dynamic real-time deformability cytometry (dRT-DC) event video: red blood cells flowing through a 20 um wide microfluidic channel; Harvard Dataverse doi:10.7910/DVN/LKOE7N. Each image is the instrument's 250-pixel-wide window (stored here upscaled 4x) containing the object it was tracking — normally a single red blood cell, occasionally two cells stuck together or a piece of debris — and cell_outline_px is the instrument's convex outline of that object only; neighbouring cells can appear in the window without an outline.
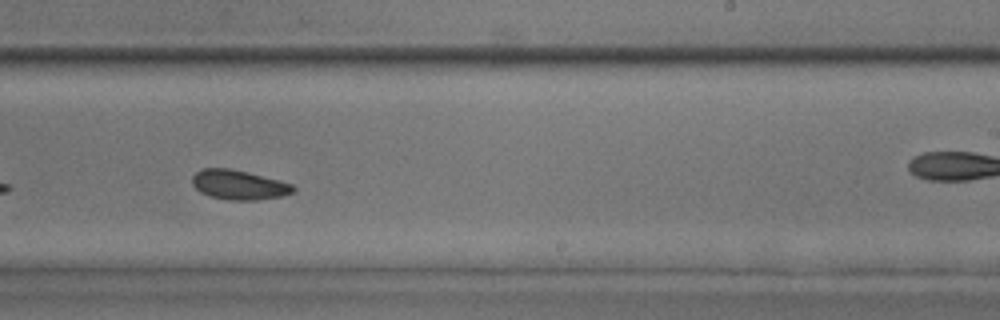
{"species": "common noctule bat (a hibernating species)", "species_latin": "Nyctalus noctula", "temperature_condition": "room temperature", "stored_images_in_passage": 35, "camera_frame_rate_fps": 3000, "um_per_image_px": 0.085, "animal": {"sex": "male", "body_mass_g": 17.9, "forearm_length_mm": 54.2}, "frame": {"image": 1, "passage_image": 16, "time_ms": 5.0, "image_size_px": [1000, 320], "cell_outline_px": [[296, 188], [292, 192], [280, 196], [256, 200], [228, 200], [212, 196], [200, 192], [192, 184], [192, 176], [200, 168], [228, 168], [248, 172], [292, 184]], "centroid_in_image_um": [20.26, 15.7], "position_along_channel_um": 268.7, "area_um2": 17.22}}
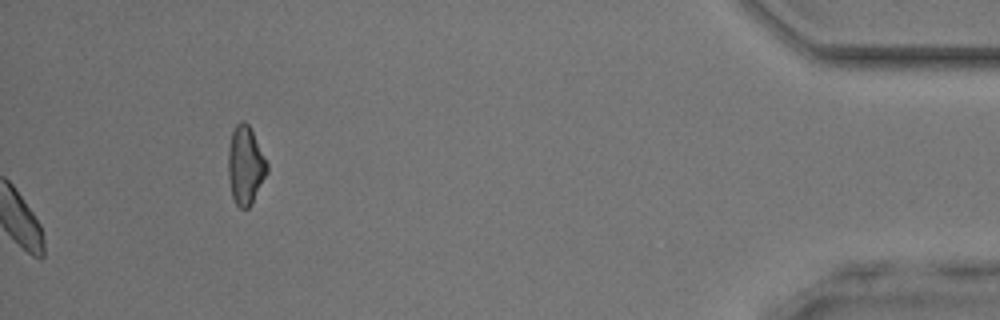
{"frame": {"image": 2, "passage_image": 35, "time_ms": 11.333, "image_size_px": [1000, 320], "cell_outline_px": [[268, 172], [252, 204], [248, 208], [240, 208], [236, 204], [232, 196], [228, 176], [228, 148], [232, 132], [236, 124], [240, 120], [244, 120], [248, 124], [268, 164]], "centroid_in_image_um": [20.85, 14.07], "position_along_channel_um": 414.3, "area_um2": 17.74}, "authors_computed_cell_mechanics": {"area_um2": 17.3978, "velocity_mm_per_s": 4.1869, "shape_relaxation_time_tau1_ms": null, "shape_relaxation_time_tau2_ms": 3.8091, "deformation_change_tau1": null, "deformation_change_tau2": 0.0726}}